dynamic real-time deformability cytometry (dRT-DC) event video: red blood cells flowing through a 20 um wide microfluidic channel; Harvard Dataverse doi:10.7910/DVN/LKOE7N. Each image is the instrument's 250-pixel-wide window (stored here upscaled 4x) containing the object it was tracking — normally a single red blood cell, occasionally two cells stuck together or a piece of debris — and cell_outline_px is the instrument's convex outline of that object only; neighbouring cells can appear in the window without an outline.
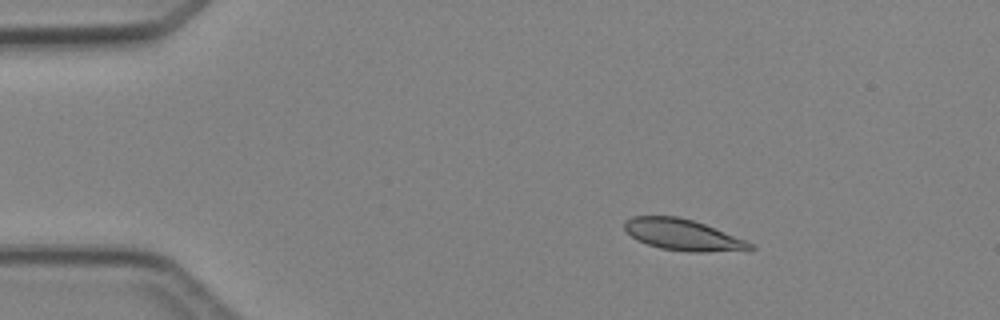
{"species": "Egyptian fruit bat (a non-hibernating species)", "species_latin": "Rousettus aegyptiacus", "temperature_condition": "cold", "stored_images_in_passage": 4, "camera_frame_rate_fps": 3000, "um_per_image_px": 0.085, "animal": {"sex": "female"}, "frame": {"image": 1, "passage_image": 1, "time_ms": 0.0, "image_size_px": [1000, 320], "cell_outline_px": [[756, 248], [704, 252], [688, 252], [660, 248], [636, 240], [624, 228], [624, 220], [632, 216], [676, 216], [692, 220], [704, 224], [744, 240], [752, 244]], "centroid_in_image_um": [57.95, 19.95], "position_along_channel_um": 27.1, "area_um2": 22.37}}
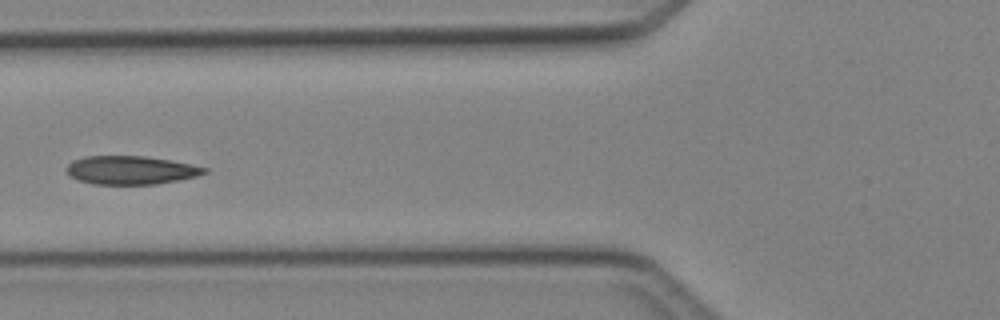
{"frame": {"image": 2, "passage_image": 4, "time_ms": 3.667, "image_size_px": [1000, 320], "cell_outline_px": [[208, 172], [196, 176], [156, 184], [92, 184], [80, 180], [72, 176], [68, 172], [68, 164], [72, 160], [84, 156], [144, 156], [172, 160], [192, 164], [208, 168]], "centroid_in_image_um": [11.15, 14.45], "position_along_channel_um": 114.7, "area_um2": 22.72}}